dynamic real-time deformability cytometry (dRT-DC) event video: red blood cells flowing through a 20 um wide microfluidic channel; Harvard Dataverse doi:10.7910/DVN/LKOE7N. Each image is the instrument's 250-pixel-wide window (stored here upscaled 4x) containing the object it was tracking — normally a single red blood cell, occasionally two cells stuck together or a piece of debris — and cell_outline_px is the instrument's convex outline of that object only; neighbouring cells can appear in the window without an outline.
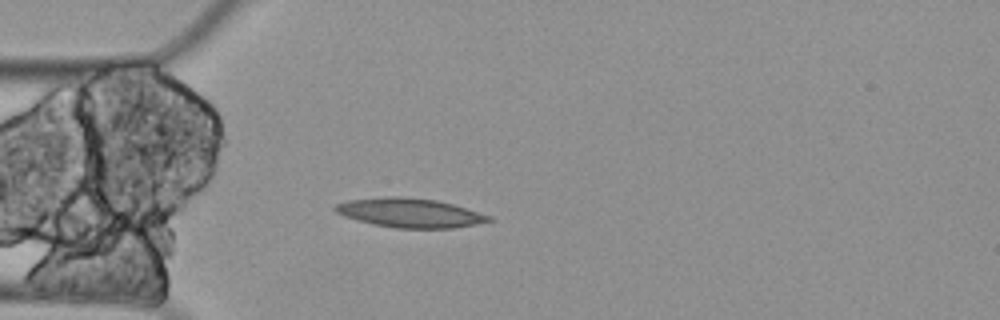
{"species": "Egyptian fruit bat (a non-hibernating species)", "species_latin": "Rousettus aegyptiacus", "temperature_condition": "cold", "stored_images_in_passage": 5, "camera_frame_rate_fps": 3000, "um_per_image_px": 0.085, "animal": {"sex": "female"}, "frame": {"image": 1, "passage_image": 5, "time_ms": 1.333, "image_size_px": [1000, 320], "cell_outline_px": [[496, 220], [476, 224], [452, 228], [396, 228], [372, 224], [356, 220], [344, 216], [336, 212], [332, 208], [336, 204], [348, 200], [388, 196], [396, 196], [436, 200], [452, 204], [492, 216]], "centroid_in_image_um": [34.83, 18.09], "position_along_channel_um": 50.2, "area_um2": 26.13}}